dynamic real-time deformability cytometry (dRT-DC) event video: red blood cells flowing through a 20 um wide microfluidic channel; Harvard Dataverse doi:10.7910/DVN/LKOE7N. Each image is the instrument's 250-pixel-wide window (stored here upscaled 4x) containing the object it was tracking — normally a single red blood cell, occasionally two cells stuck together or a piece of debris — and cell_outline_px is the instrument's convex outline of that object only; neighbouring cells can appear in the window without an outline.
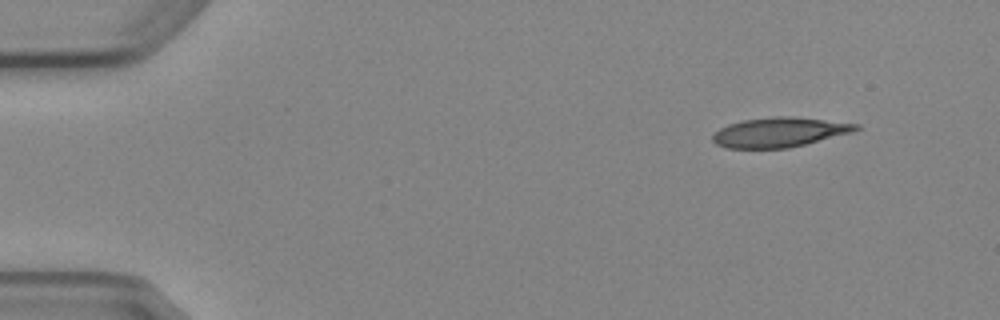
{"species": "Egyptian fruit bat (a non-hibernating species)", "species_latin": "Rousettus aegyptiacus", "temperature_condition": "cold", "stored_images_in_passage": 8, "camera_frame_rate_fps": 3000, "um_per_image_px": 0.085, "animal": {"sex": "female"}, "frame": {"image": 1, "passage_image": 1, "time_ms": 0.0, "image_size_px": [1000, 320], "cell_outline_px": [[860, 128], [852, 132], [788, 148], [728, 148], [716, 144], [712, 140], [712, 136], [720, 128], [728, 124], [744, 120], [772, 116], [792, 116], [860, 124]], "centroid_in_image_um": [66.24, 11.23], "position_along_channel_um": 18.8, "area_um2": 24.57}}
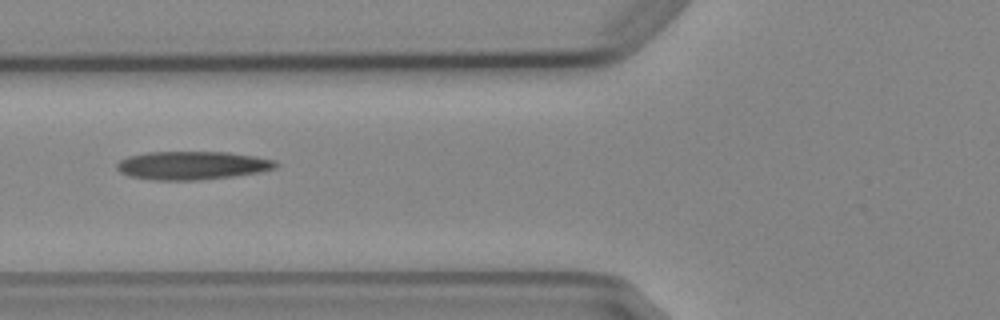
{"frame": {"image": 2, "passage_image": 5, "time_ms": 5.0, "image_size_px": [1000, 320], "cell_outline_px": [[280, 164], [276, 168], [260, 172], [232, 176], [196, 180], [152, 180], [128, 176], [120, 172], [116, 168], [116, 164], [120, 160], [128, 156], [148, 152], [228, 152], [256, 156], [276, 160]], "centroid_in_image_um": [16.35, 14.06], "position_along_channel_um": 109.5, "area_um2": 26.41}}
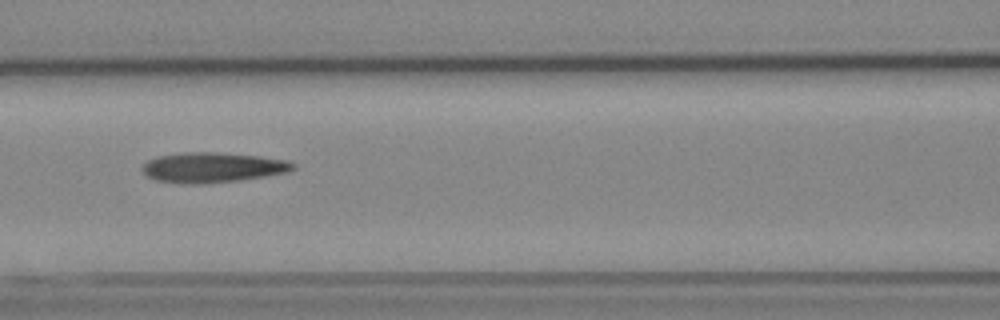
{"frame": {"image": 3, "passage_image": 6, "time_ms": 6.0, "image_size_px": [1000, 320], "cell_outline_px": [[296, 168], [288, 172], [264, 176], [236, 180], [204, 184], [184, 184], [156, 180], [148, 176], [140, 168], [148, 160], [156, 156], [184, 152], [216, 152], [260, 156], [288, 160], [296, 164]], "centroid_in_image_um": [18.07, 14.22], "position_along_channel_um": 148.5, "area_um2": 26.53}}